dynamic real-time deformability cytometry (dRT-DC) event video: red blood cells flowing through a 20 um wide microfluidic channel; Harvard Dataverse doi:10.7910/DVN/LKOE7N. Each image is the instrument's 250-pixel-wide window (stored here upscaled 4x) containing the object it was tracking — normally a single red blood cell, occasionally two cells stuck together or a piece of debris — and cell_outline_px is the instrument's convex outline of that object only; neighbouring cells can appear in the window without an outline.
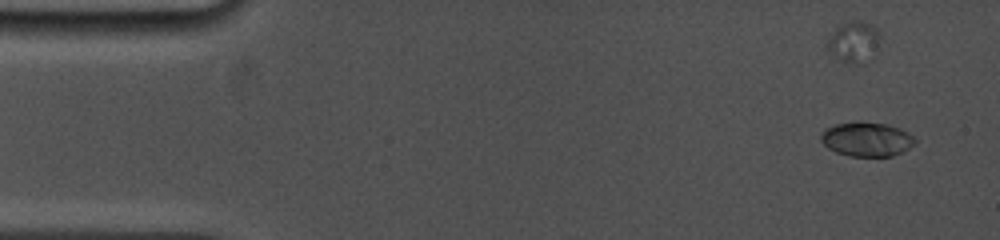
{"species": "common noctule bat (a hibernating species)", "species_latin": "Nyctalus noctula", "temperature_condition": "cold", "stored_images_in_passage": 44, "camera_frame_rate_fps": 5000, "um_per_image_px": 0.085, "animal": {"sex": "female", "body_mass_g": 19.0, "forearm_length_mm": 53.3}, "frame": {"image": 1, "passage_image": 2, "time_ms": 0.6, "image_size_px": [1000, 240], "cell_outline_px": [[916, 144], [892, 156], [848, 156], [836, 152], [828, 148], [820, 140], [820, 136], [828, 128], [836, 124], [888, 124], [900, 128], [908, 132], [916, 140]], "centroid_in_image_um": [73.7, 11.87], "position_along_channel_um": 11.3, "area_um2": 18.15}}
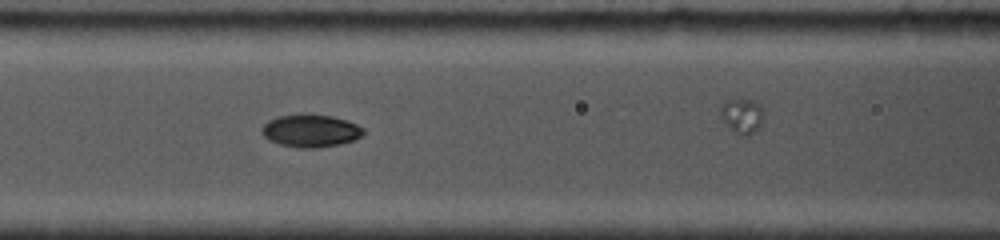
{"frame": {"image": 2, "passage_image": 24, "time_ms": 6.8, "image_size_px": [1000, 240], "cell_outline_px": [[368, 132], [356, 140], [340, 144], [316, 148], [296, 148], [280, 144], [268, 140], [260, 132], [260, 128], [268, 120], [276, 116], [300, 112], [332, 116], [348, 120], [364, 128]], "centroid_in_image_um": [26.41, 11.09], "position_along_channel_um": 140.2, "area_um2": 20.11}}
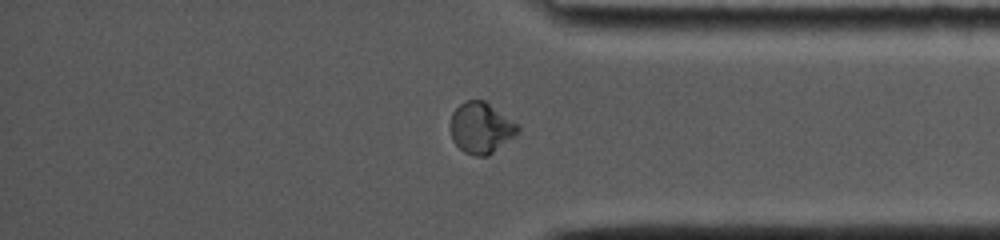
{"frame": {"image": 3, "passage_image": 40, "time_ms": 13.4, "image_size_px": [1000, 240], "cell_outline_px": [[520, 128], [512, 136], [488, 156], [476, 156], [464, 152], [452, 140], [448, 128], [448, 124], [452, 112], [460, 104], [468, 100], [484, 100], [520, 124]], "centroid_in_image_um": [40.83, 10.85], "position_along_channel_um": 394.4, "area_um2": 20.11}}